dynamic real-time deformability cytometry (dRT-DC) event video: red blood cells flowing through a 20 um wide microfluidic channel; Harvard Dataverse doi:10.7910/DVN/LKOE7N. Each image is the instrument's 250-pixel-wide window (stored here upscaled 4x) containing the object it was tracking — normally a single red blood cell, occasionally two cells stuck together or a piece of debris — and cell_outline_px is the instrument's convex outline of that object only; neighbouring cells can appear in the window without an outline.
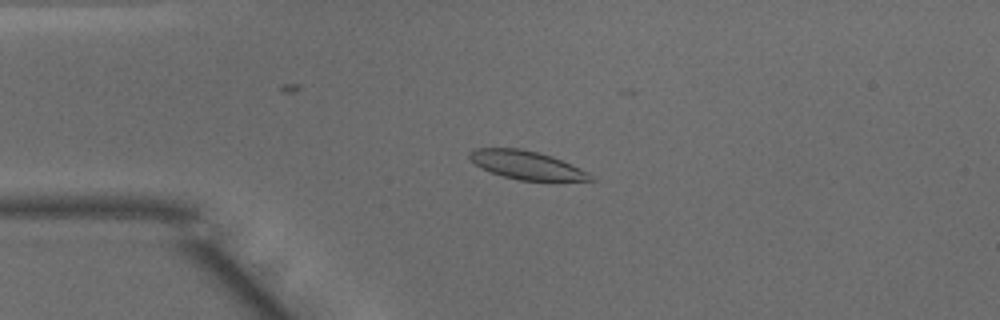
{"species": "common noctule bat (a hibernating species)", "species_latin": "Nyctalus noctula", "temperature_condition": "warm", "stored_images_in_passage": 49, "camera_frame_rate_fps": 3000, "um_per_image_px": 0.085, "animal": {"sex": "male", "body_mass_g": 15.6}, "frame": {"image": 1, "passage_image": 11, "time_ms": 3.333, "image_size_px": [1000, 320], "cell_outline_px": [[596, 180], [520, 180], [504, 176], [480, 168], [468, 156], [468, 152], [472, 148], [520, 148], [552, 156], [572, 164], [588, 172]], "centroid_in_image_um": [44.73, 14.01], "position_along_channel_um": 40.3, "area_um2": 19.77}}
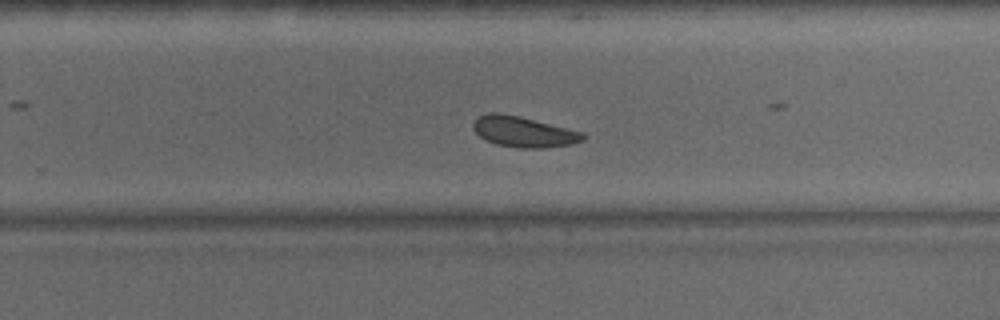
{"frame": {"image": 2, "passage_image": 31, "time_ms": 10.0, "image_size_px": [1000, 320], "cell_outline_px": [[588, 136], [584, 140], [572, 144], [544, 148], [520, 148], [496, 144], [480, 136], [472, 128], [472, 124], [476, 116], [488, 112], [500, 112], [520, 116], [584, 132]], "centroid_in_image_um": [44.51, 11.18], "position_along_channel_um": 285.3, "area_um2": 19.88}}
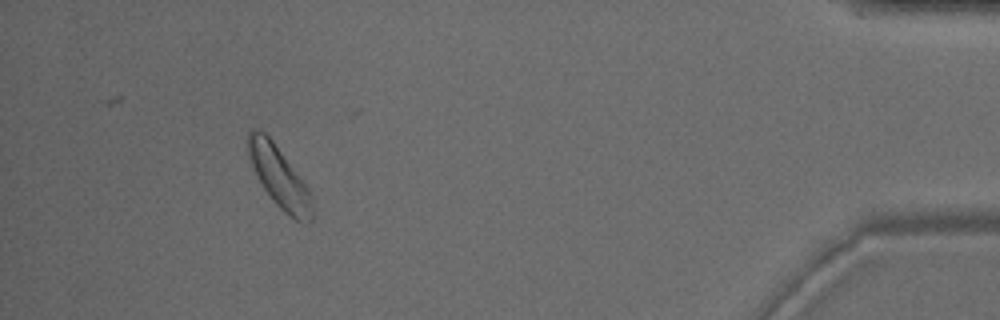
{"frame": {"image": 3, "passage_image": 45, "time_ms": 14.667, "image_size_px": [1000, 320], "cell_outline_px": [[312, 224], [308, 224], [296, 220], [288, 216], [272, 200], [264, 188], [248, 160], [248, 132], [252, 128], [260, 128], [272, 140], [308, 188], [312, 196]], "centroid_in_image_um": [23.73, 15.07], "position_along_channel_um": 411.5, "area_um2": 22.72}, "authors_computed_cell_mechanics": {"area_um2": 20.4034, "velocity_mm_per_s": 4.0452, "shape_relaxation_time_tau1_ms": 4.5751, "shape_relaxation_time_tau2_ms": 4.5459, "deformation_change_tau1": 0.0947, "deformation_change_tau2": 0.1129}}